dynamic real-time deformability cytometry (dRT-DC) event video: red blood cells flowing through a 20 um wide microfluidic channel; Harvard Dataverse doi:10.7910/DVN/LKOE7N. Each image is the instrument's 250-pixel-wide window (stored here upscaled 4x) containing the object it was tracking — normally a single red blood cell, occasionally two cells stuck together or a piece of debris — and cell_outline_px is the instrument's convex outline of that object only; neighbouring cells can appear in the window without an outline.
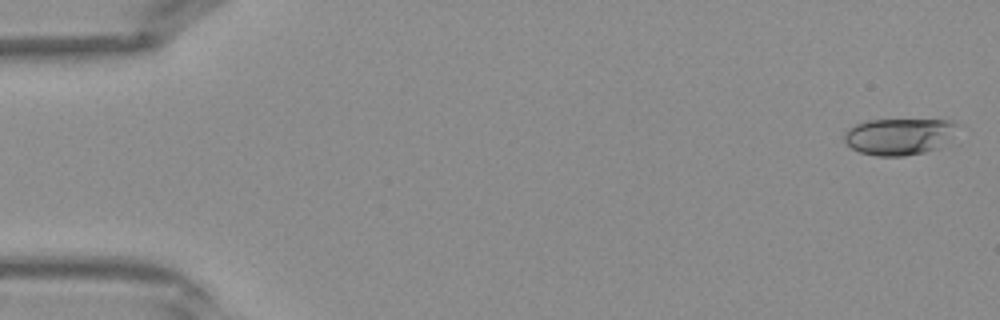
{"species": "Egyptian fruit bat (a non-hibernating species)", "species_latin": "Rousettus aegyptiacus", "temperature_condition": "warm", "stored_images_in_passage": 41, "camera_frame_rate_fps": 3000, "um_per_image_px": 0.085, "frame": {"image": 1, "passage_image": 1, "time_ms": 0.0, "image_size_px": [1000, 320], "cell_outline_px": [[960, 124], [936, 148], [924, 152], [904, 156], [876, 156], [860, 152], [852, 148], [844, 140], [844, 132], [848, 128], [856, 124], [868, 120], [952, 120]], "centroid_in_image_um": [76.35, 11.59], "position_along_channel_um": 8.7, "area_um2": 23.7}}
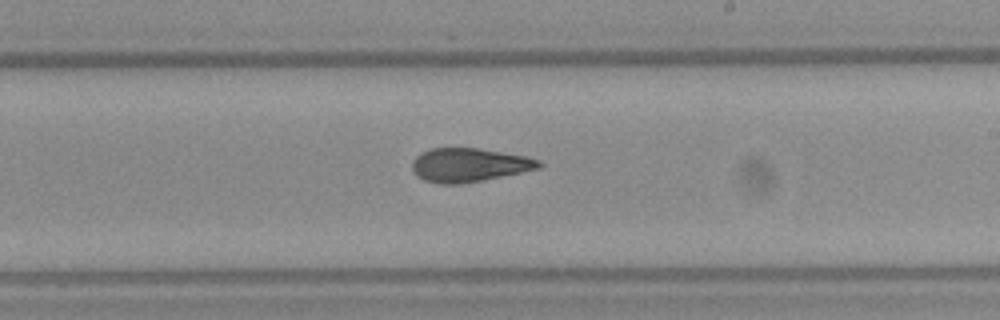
{"frame": {"image": 2, "passage_image": 24, "time_ms": 7.667, "image_size_px": [1000, 320], "cell_outline_px": [[544, 164], [540, 168], [484, 180], [460, 184], [440, 184], [424, 180], [416, 176], [412, 168], [412, 160], [420, 152], [432, 148], [476, 148], [528, 156], [540, 160]], "centroid_in_image_um": [39.87, 14.02], "position_along_channel_um": 249.1, "area_um2": 25.09}}
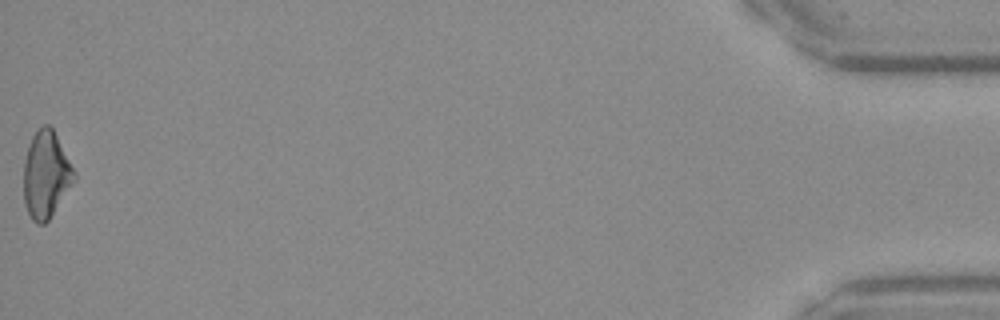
{"frame": {"image": 3, "passage_image": 41, "time_ms": 13.333, "image_size_px": [1000, 320], "cell_outline_px": [[76, 180], [48, 220], [44, 224], [36, 224], [32, 220], [28, 212], [24, 200], [24, 160], [28, 144], [32, 136], [44, 124], [48, 124], [52, 128], [76, 172]], "centroid_in_image_um": [3.91, 14.85], "position_along_channel_um": 431.3, "area_um2": 25.49}}